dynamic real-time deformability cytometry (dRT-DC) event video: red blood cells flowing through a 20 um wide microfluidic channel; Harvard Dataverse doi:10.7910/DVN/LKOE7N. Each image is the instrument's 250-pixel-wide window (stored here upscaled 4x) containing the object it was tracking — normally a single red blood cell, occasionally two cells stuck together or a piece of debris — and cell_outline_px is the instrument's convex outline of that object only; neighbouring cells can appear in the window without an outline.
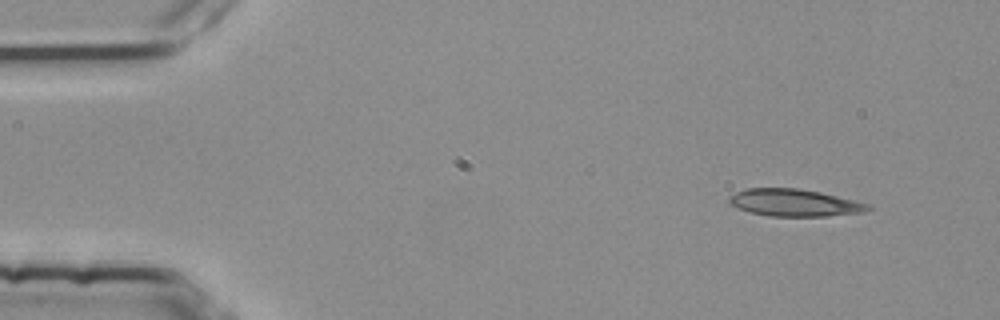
{"species": "common noctule bat (a hibernating species)", "species_latin": "Nyctalus noctula", "temperature_condition": "room temperature", "stored_images_in_passage": 3, "camera_frame_rate_fps": 3000, "um_per_image_px": 0.085, "animal": {"sex": "female", "body_mass_g": 25.1}, "frame": {"image": 1, "passage_image": 1, "time_ms": 0.0, "image_size_px": [1000, 320], "cell_outline_px": [[872, 208], [864, 212], [828, 216], [768, 216], [736, 208], [728, 204], [728, 196], [744, 188], [796, 188], [820, 192], [872, 204]], "centroid_in_image_um": [67.51, 17.23], "position_along_channel_um": 17.5, "area_um2": 22.2}}